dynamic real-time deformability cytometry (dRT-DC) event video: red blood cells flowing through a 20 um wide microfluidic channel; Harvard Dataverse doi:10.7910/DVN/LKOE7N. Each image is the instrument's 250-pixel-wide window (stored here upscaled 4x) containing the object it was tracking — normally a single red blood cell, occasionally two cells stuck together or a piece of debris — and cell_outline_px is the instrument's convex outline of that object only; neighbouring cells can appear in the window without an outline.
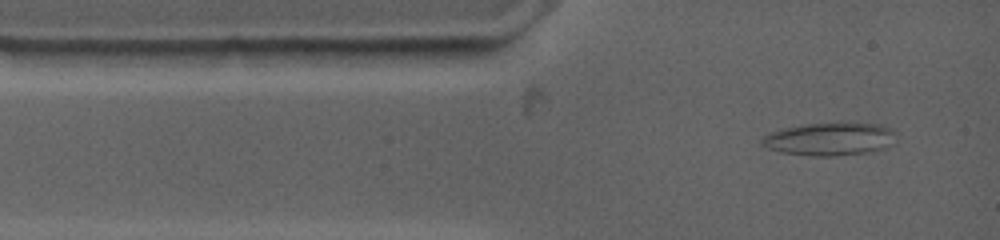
{"species": "common noctule bat (a hibernating species)", "species_latin": "Nyctalus noctula", "temperature_condition": "warm", "stored_images_in_passage": 14, "camera_frame_rate_fps": 4500, "um_per_image_px": 0.085, "animal": {"sex": "female", "body_mass_g": 19.0, "forearm_length_mm": 53.3}, "frame": {"image": 1, "passage_image": 2, "time_ms": 0.444, "image_size_px": [1000, 240], "cell_outline_px": [[896, 144], [876, 152], [836, 156], [808, 156], [780, 152], [768, 148], [760, 144], [760, 140], [768, 132], [784, 128], [808, 124], [880, 124], [892, 128], [896, 132]], "centroid_in_image_um": [70.59, 11.85], "position_along_channel_um": 14.4, "area_um2": 26.13}}
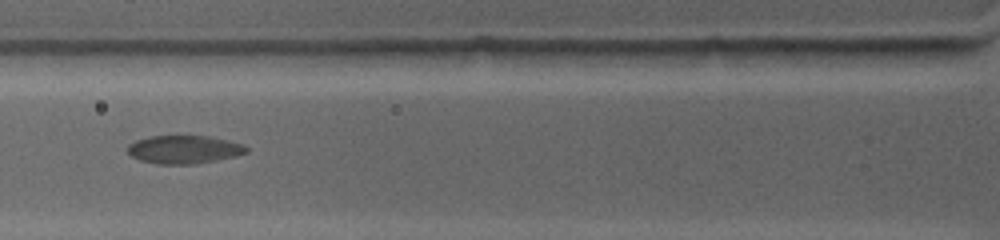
{"frame": {"image": 2, "passage_image": 10, "time_ms": 3.778, "image_size_px": [1000, 240], "cell_outline_px": [[248, 152], [236, 156], [216, 160], [192, 164], [160, 164], [140, 160], [132, 156], [128, 152], [128, 144], [136, 140], [152, 136], [208, 136], [228, 140], [244, 144], [248, 148]], "centroid_in_image_um": [15.67, 12.7], "position_along_channel_um": 110.1, "area_um2": 19.42}}
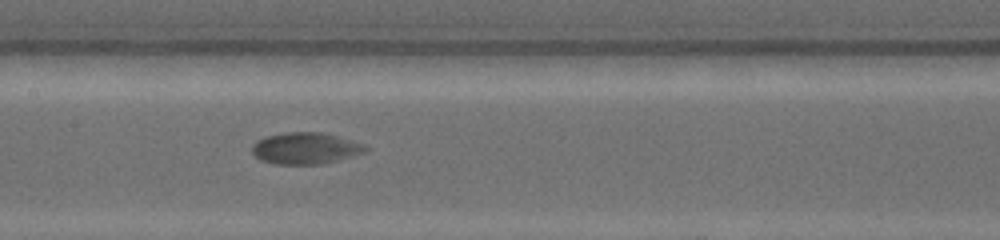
{"frame": {"image": 3, "passage_image": 14, "time_ms": 5.778, "image_size_px": [1000, 240], "cell_outline_px": [[368, 148], [364, 152], [316, 164], [276, 164], [260, 160], [252, 152], [252, 144], [256, 140], [264, 136], [284, 132], [324, 132], [340, 136], [364, 144]], "centroid_in_image_um": [25.9, 12.57], "position_along_channel_um": 181.5, "area_um2": 20.69}}